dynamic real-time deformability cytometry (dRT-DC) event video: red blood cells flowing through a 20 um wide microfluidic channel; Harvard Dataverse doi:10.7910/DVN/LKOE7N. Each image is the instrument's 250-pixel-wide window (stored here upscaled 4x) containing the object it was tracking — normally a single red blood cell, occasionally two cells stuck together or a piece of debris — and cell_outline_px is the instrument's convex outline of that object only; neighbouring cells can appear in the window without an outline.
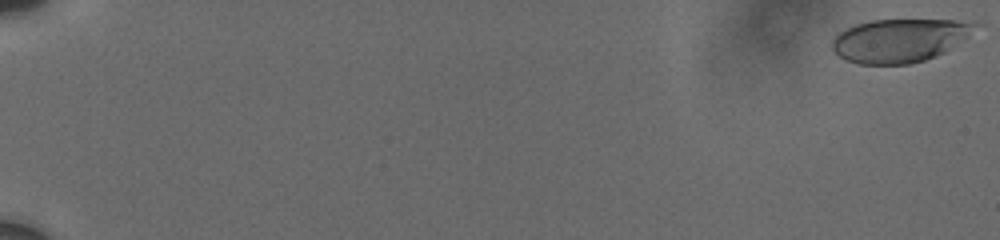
{"species": "human", "species_latin": "Homo sapiens", "temperature_condition": "cold", "stored_images_in_passage": 75, "camera_frame_rate_fps": 3000, "um_per_image_px": 0.085, "donor": {"sex": "male"}, "frame": {"image": 1, "passage_image": 1, "time_ms": 0.0, "image_size_px": [1000, 240], "cell_outline_px": [[980, 24], [968, 36], [944, 52], [936, 56], [924, 60], [908, 64], [860, 64], [848, 60], [840, 56], [832, 48], [832, 40], [840, 32], [856, 24], [872, 20], [956, 20]], "centroid_in_image_um": [76.46, 3.43], "position_along_channel_um": 8.5, "area_um2": 35.66}}
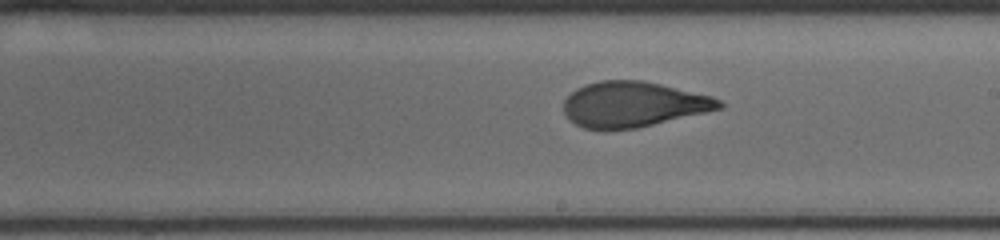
{"frame": {"image": 2, "passage_image": 45, "time_ms": 12.0, "image_size_px": [1000, 240], "cell_outline_px": [[724, 108], [636, 128], [604, 132], [584, 128], [568, 120], [564, 112], [564, 100], [576, 88], [600, 80], [640, 80], [660, 84], [712, 96], [720, 100], [724, 104]], "centroid_in_image_um": [53.79, 8.9], "position_along_channel_um": 235.2, "area_um2": 41.44}}
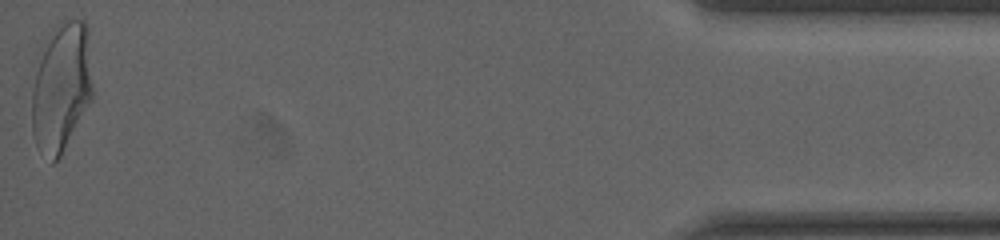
{"frame": {"image": 3, "passage_image": 74, "time_ms": 19.333, "image_size_px": [1000, 240], "cell_outline_px": [[92, 100], [60, 156], [52, 164], [36, 144], [32, 132], [32, 88], [40, 48], [52, 28], [56, 24], [68, 20], [84, 20], [88, 28], [92, 88]], "centroid_in_image_um": [5.2, 7.37], "position_along_channel_um": 430.0, "area_um2": 46.07}, "authors_computed_cell_mechanics": {"area_um2": 41.327, "velocity_mm_per_s": 3.6969, "shape_relaxation_time_tau1_ms": 7.3775, "shape_relaxation_time_tau2_ms": 1.0316, "deformation_change_tau1": 0.2324, "deformation_change_tau2": 0.085}}